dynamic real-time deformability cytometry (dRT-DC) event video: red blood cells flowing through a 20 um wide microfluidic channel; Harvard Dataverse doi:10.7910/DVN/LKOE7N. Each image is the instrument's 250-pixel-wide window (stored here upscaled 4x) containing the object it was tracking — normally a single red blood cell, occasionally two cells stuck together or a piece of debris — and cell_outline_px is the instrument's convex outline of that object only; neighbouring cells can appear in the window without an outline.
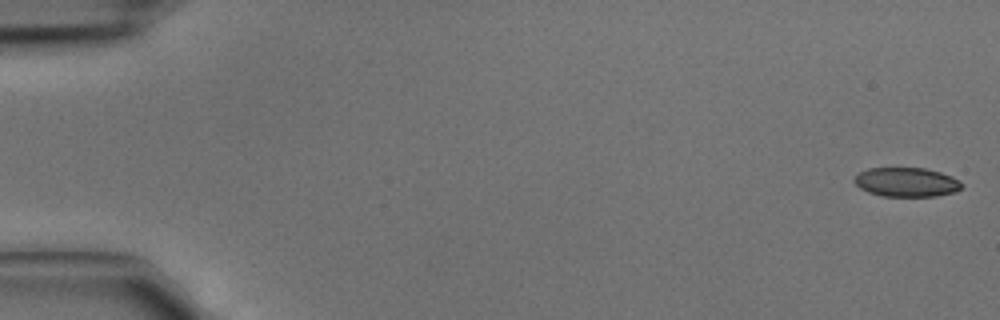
{"species": "common noctule bat (a hibernating species)", "species_latin": "Nyctalus noctula", "temperature_condition": "cold", "stored_images_in_passage": 5, "camera_frame_rate_fps": 3000, "um_per_image_px": 0.085, "animal": {"sex": "male", "body_mass_g": 15.6}, "frame": {"image": 1, "passage_image": 1, "time_ms": 0.0, "image_size_px": [1000, 320], "cell_outline_px": [[964, 184], [956, 192], [936, 196], [884, 196], [868, 192], [860, 188], [852, 180], [860, 172], [868, 168], [924, 168], [940, 172], [952, 176], [960, 180]], "centroid_in_image_um": [77.07, 15.48], "position_along_channel_um": 7.9, "area_um2": 18.32}}
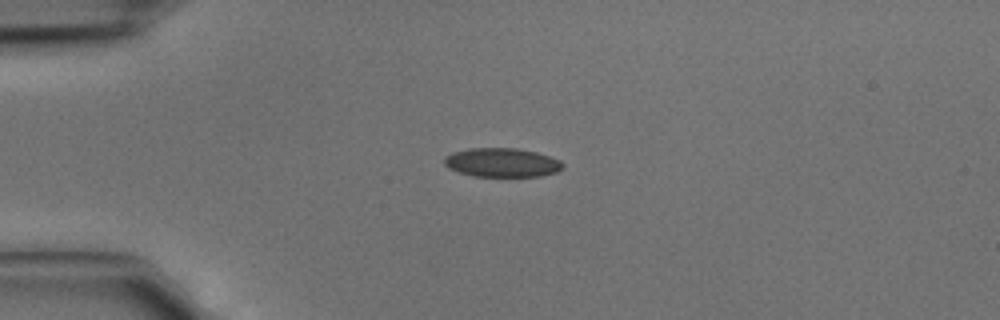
{"frame": {"image": 2, "passage_image": 4, "time_ms": 1.0, "image_size_px": [1000, 320], "cell_outline_px": [[564, 168], [556, 172], [540, 176], [472, 176], [448, 168], [444, 164], [444, 156], [452, 152], [468, 148], [516, 148], [536, 152], [560, 160], [564, 164]], "centroid_in_image_um": [42.65, 13.81], "position_along_channel_um": 42.3, "area_um2": 20.06}}
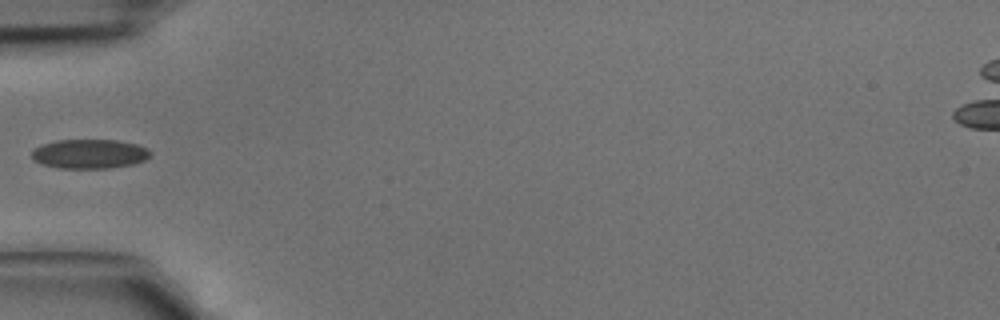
{"frame": {"image": 3, "passage_image": 5, "time_ms": 1.333, "image_size_px": [1000, 320], "cell_outline_px": [[152, 156], [144, 160], [132, 164], [108, 168], [60, 168], [40, 164], [32, 156], [32, 148], [40, 144], [56, 140], [116, 140], [136, 144], [148, 148], [152, 152]], "centroid_in_image_um": [7.6, 13.07], "position_along_channel_um": 77.4, "area_um2": 20.4}}